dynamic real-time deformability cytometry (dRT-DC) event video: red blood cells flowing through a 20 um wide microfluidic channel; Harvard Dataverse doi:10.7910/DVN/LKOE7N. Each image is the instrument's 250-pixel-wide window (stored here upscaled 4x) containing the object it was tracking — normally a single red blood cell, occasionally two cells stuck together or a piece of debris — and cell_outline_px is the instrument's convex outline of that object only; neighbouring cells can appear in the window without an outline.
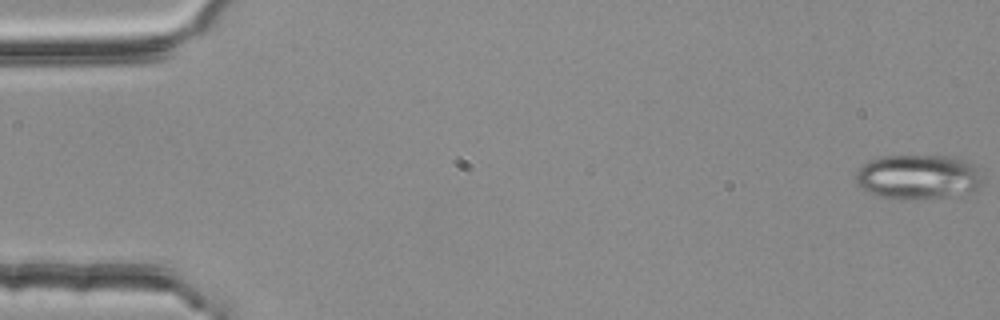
{"species": "common noctule bat (a hibernating species)", "species_latin": "Nyctalus noctula", "temperature_condition": "room temperature", "stored_images_in_passage": 54, "camera_frame_rate_fps": 3000, "um_per_image_px": 0.085, "animal": {"sex": "female", "body_mass_g": 25.1}, "frame": {"image": 1, "passage_image": 1, "time_ms": 0.0, "image_size_px": [1000, 320], "cell_outline_px": [[984, 180], [976, 192], [948, 196], [908, 200], [904, 200], [880, 196], [864, 188], [856, 180], [856, 172], [868, 160], [884, 156], [952, 156], [964, 160], [980, 168]], "centroid_in_image_um": [78.14, 15.03], "position_along_channel_um": 6.9, "area_um2": 33.18}}
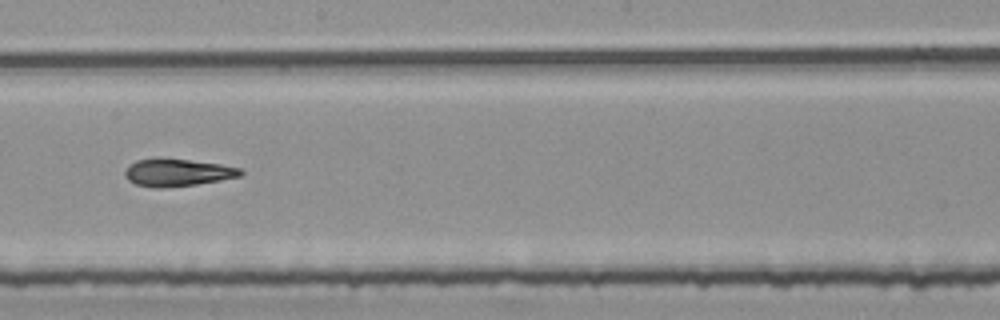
{"frame": {"image": 2, "passage_image": 31, "time_ms": 10.0, "image_size_px": [1000, 320], "cell_outline_px": [[244, 172], [240, 176], [220, 180], [196, 184], [160, 188], [152, 188], [136, 184], [128, 180], [124, 176], [124, 172], [128, 164], [136, 160], [156, 156], [220, 164], [240, 168]], "centroid_in_image_um": [15.01, 14.64], "position_along_channel_um": 233.2, "area_um2": 18.79}}
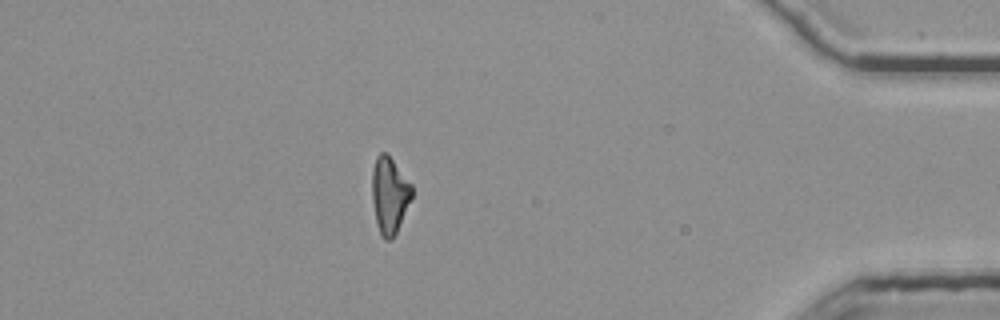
{"frame": {"image": 3, "passage_image": 48, "time_ms": 15.667, "image_size_px": [1000, 320], "cell_outline_px": [[412, 196], [396, 232], [392, 240], [384, 240], [380, 236], [376, 220], [372, 200], [372, 168], [376, 156], [380, 152], [388, 152], [412, 184]], "centroid_in_image_um": [33.09, 16.54], "position_along_channel_um": 402.1, "area_um2": 17.92}, "authors_computed_cell_mechanics": {"area_um2": 18.7272, "velocity_mm_per_s": 3.7999, "shape_relaxation_time_tau1_ms": 5.5282, "shape_relaxation_time_tau2_ms": 3.4786, "deformation_change_tau1": 0.193, "deformation_change_tau2": 0.1044}}